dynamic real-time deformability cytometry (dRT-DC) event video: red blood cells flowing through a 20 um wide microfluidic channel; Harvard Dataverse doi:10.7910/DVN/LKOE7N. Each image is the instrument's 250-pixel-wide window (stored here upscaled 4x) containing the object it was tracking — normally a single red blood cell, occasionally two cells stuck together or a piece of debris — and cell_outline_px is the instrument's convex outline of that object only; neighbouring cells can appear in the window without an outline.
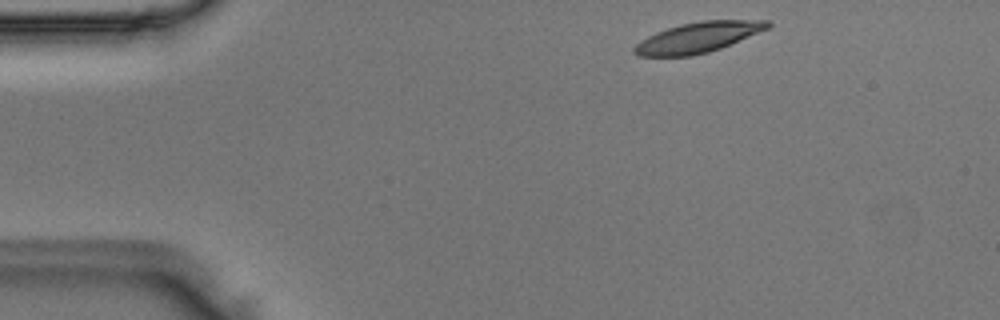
{"species": "Egyptian fruit bat (a non-hibernating species)", "species_latin": "Rousettus aegyptiacus", "temperature_condition": "room temperature", "stored_images_in_passage": 9, "camera_frame_rate_fps": 3000, "um_per_image_px": 0.085, "animal": {"sex": "male"}, "frame": {"image": 1, "passage_image": 2, "time_ms": 0.333, "image_size_px": [1000, 320], "cell_outline_px": [[772, 24], [768, 28], [720, 48], [708, 52], [692, 56], [636, 56], [632, 52], [632, 48], [640, 40], [656, 32], [680, 24], [700, 20], [772, 20]], "centroid_in_image_um": [59.29, 3.17], "position_along_channel_um": 25.7, "area_um2": 23.58}}